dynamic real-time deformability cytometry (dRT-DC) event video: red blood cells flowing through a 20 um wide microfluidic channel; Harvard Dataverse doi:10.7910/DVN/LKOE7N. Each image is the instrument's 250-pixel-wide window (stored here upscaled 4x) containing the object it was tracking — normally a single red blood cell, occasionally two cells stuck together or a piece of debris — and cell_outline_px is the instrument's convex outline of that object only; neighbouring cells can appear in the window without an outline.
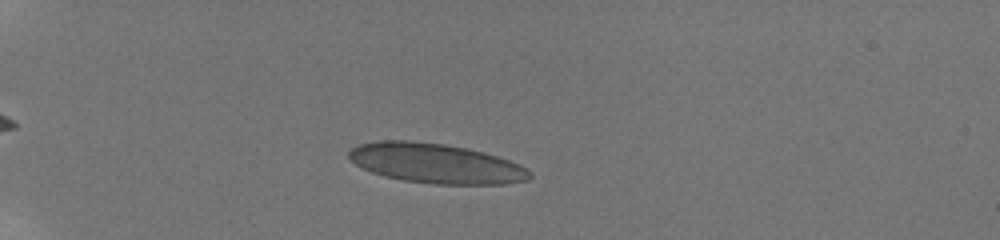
{"species": "human", "species_latin": "Homo sapiens", "temperature_condition": "room temperature", "stored_images_in_passage": 15, "camera_frame_rate_fps": 3000, "um_per_image_px": 0.085, "donor": {"sex": "male"}, "frame": {"image": 1, "passage_image": 1, "time_ms": 0.0, "image_size_px": [1000, 240], "cell_outline_px": [[532, 176], [528, 180], [504, 184], [432, 184], [404, 180], [384, 176], [372, 172], [356, 164], [348, 156], [348, 152], [352, 148], [360, 144], [376, 140], [412, 140], [444, 144], [468, 148], [484, 152], [520, 164], [532, 172]], "centroid_in_image_um": [37.06, 13.88], "position_along_channel_um": 47.9, "area_um2": 41.96}}
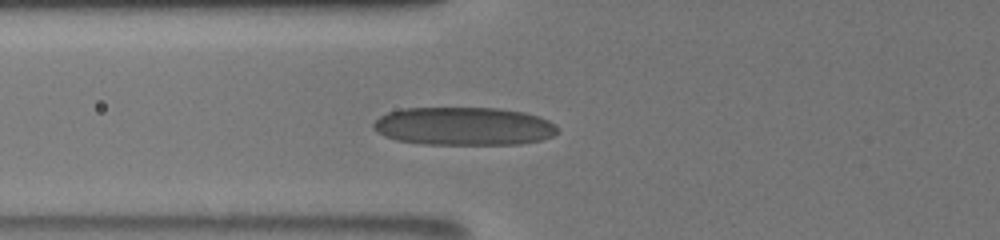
{"frame": {"image": 2, "passage_image": 7, "time_ms": 2.333, "image_size_px": [1000, 240], "cell_outline_px": [[560, 128], [552, 136], [540, 140], [520, 144], [420, 144], [396, 140], [372, 128], [372, 124], [380, 116], [388, 112], [404, 108], [500, 108], [524, 112], [540, 116], [556, 124]], "centroid_in_image_um": [39.46, 10.72], "position_along_channel_um": 86.3, "area_um2": 41.1}}
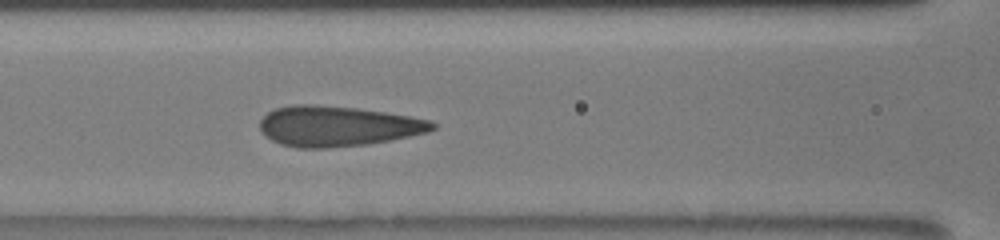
{"frame": {"image": 3, "passage_image": 11, "time_ms": 3.667, "image_size_px": [1000, 240], "cell_outline_px": [[436, 128], [428, 132], [368, 144], [328, 148], [296, 148], [280, 144], [264, 136], [260, 132], [260, 120], [268, 112], [276, 108], [292, 104], [316, 104], [356, 108], [384, 112], [408, 116], [428, 120], [436, 124]], "centroid_in_image_um": [28.63, 10.72], "position_along_channel_um": 138.0, "area_um2": 40.58}}